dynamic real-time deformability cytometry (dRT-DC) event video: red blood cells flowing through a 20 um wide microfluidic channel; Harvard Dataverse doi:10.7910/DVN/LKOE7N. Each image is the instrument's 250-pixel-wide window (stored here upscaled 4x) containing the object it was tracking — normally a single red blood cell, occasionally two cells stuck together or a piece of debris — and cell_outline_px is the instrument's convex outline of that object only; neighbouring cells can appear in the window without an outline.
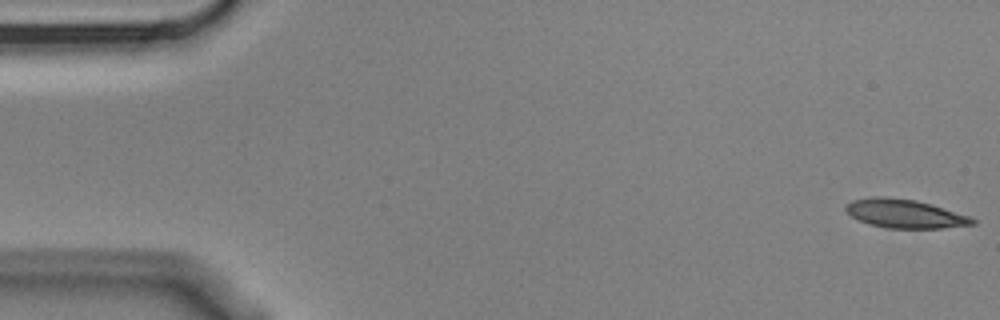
{"species": "Egyptian fruit bat (a non-hibernating species)", "species_latin": "Rousettus aegyptiacus", "temperature_condition": "cold", "stored_images_in_passage": 5, "camera_frame_rate_fps": 3000, "um_per_image_px": 0.085, "animal": {"sex": "male"}, "frame": {"image": 1, "passage_image": 1, "time_ms": 0.0, "image_size_px": [1000, 320], "cell_outline_px": [[976, 224], [944, 228], [888, 228], [868, 224], [852, 216], [844, 208], [852, 200], [872, 196], [888, 196], [916, 200], [932, 204], [968, 216], [976, 220]], "centroid_in_image_um": [76.91, 18.15], "position_along_channel_um": 8.1, "area_um2": 21.15}}
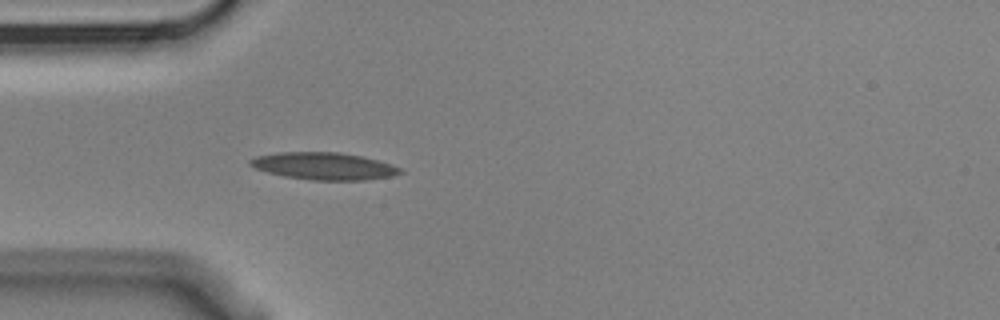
{"frame": {"image": 2, "passage_image": 5, "time_ms": 1.333, "image_size_px": [1000, 320], "cell_outline_px": [[404, 172], [392, 176], [364, 180], [312, 180], [284, 176], [268, 172], [256, 168], [248, 164], [248, 160], [256, 156], [280, 152], [340, 152], [364, 156], [392, 164], [400, 168]], "centroid_in_image_um": [27.55, 14.11], "position_along_channel_um": 57.4, "area_um2": 23.87}}